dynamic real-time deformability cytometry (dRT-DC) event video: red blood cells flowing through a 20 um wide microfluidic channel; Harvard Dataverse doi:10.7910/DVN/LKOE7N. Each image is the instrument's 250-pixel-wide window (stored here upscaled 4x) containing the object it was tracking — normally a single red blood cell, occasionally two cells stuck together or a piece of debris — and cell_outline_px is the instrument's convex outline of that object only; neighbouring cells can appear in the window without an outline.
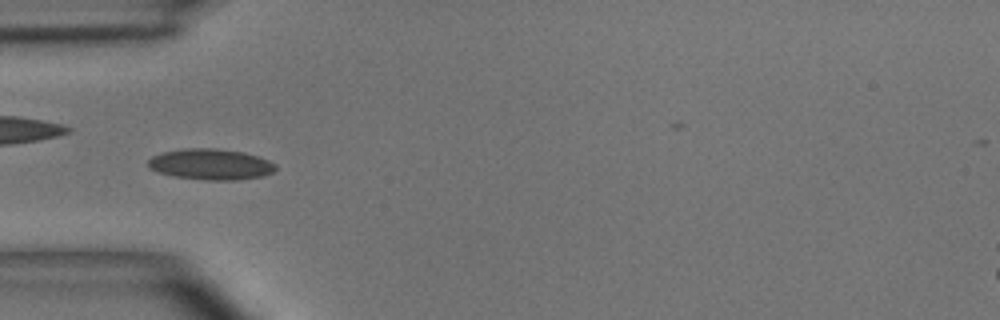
{"species": "common noctule bat (a hibernating species)", "species_latin": "Nyctalus noctula", "temperature_condition": "room temperature", "stored_images_in_passage": 7, "camera_frame_rate_fps": 3000, "um_per_image_px": 0.085, "animal": {"sex": "male", "body_mass_g": 15.6}, "frame": {"image": 1, "passage_image": 4, "time_ms": 4.333, "image_size_px": [1000, 320], "cell_outline_px": [[276, 168], [272, 172], [264, 176], [236, 180], [208, 180], [172, 176], [156, 172], [148, 168], [148, 160], [152, 156], [164, 152], [184, 148], [216, 148], [244, 152], [260, 156], [276, 164]], "centroid_in_image_um": [17.91, 13.96], "position_along_channel_um": 67.1, "area_um2": 23.18}}
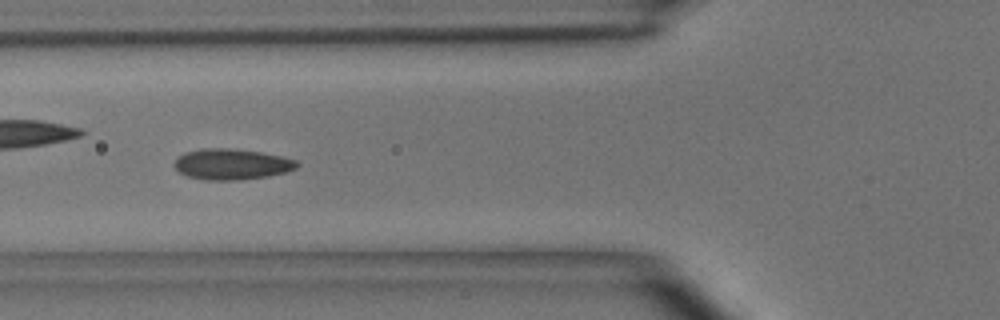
{"frame": {"image": 2, "passage_image": 5, "time_ms": 5.333, "image_size_px": [1000, 320], "cell_outline_px": [[300, 164], [296, 168], [288, 172], [268, 176], [240, 180], [204, 180], [188, 176], [180, 172], [172, 164], [184, 152], [204, 148], [228, 148], [260, 152], [280, 156], [296, 160]], "centroid_in_image_um": [19.7, 13.96], "position_along_channel_um": 106.1, "area_um2": 22.02}}